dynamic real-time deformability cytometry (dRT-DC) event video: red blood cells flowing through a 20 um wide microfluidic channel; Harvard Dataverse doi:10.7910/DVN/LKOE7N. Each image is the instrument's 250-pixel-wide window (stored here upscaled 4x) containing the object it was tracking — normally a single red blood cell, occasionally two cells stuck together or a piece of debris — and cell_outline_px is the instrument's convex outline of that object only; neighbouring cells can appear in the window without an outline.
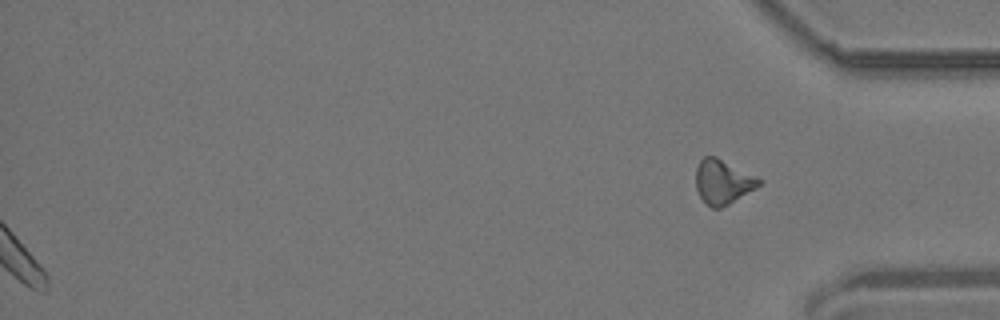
{"species": "common noctule bat (a hibernating species)", "species_latin": "Nyctalus noctula", "temperature_condition": "room temperature", "stored_images_in_passage": 53, "segment_of_instrument_passage": [2, 2], "camera_frame_rate_fps": 3000, "um_per_image_px": 0.085, "animal": {"sex": "male", "body_mass_g": 19.2, "forearm_length_mm": 51.8}, "frame": {"image": 1, "passage_image": 53, "time_ms": 17.333, "image_size_px": [1000, 320], "cell_outline_px": [[764, 180], [756, 188], [728, 204], [720, 208], [712, 208], [700, 196], [696, 188], [696, 168], [700, 160], [704, 156], [716, 156]], "centroid_in_image_um": [61.44, 15.43], "position_along_channel_um": 373.8, "area_um2": 16.18}}